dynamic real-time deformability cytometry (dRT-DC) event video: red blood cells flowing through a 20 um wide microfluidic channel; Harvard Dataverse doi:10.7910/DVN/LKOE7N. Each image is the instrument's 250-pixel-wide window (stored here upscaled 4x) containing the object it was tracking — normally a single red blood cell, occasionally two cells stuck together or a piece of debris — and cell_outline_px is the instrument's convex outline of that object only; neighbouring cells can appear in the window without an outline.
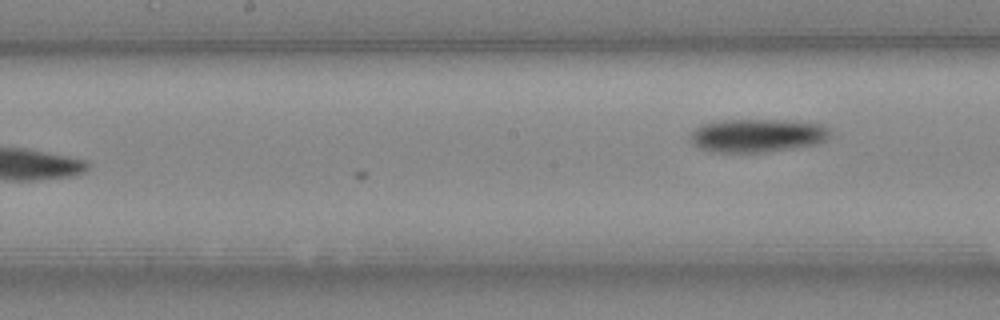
{"species": "Egyptian fruit bat (a non-hibernating species)", "species_latin": "Rousettus aegyptiacus", "temperature_condition": "cold", "stored_images_in_passage": 27, "camera_frame_rate_fps": 3000, "um_per_image_px": 0.085, "animal": {"sex": "female"}, "frame": {"image": 1, "passage_image": 27, "time_ms": 8.667, "image_size_px": [1000, 320], "cell_outline_px": [[828, 140], [816, 144], [792, 148], [764, 152], [712, 152], [700, 148], [692, 144], [688, 140], [688, 136], [700, 124], [720, 120], [780, 120], [820, 124], [828, 128]], "centroid_in_image_um": [64.29, 11.52], "position_along_channel_um": 183.9, "area_um2": 27.17}}